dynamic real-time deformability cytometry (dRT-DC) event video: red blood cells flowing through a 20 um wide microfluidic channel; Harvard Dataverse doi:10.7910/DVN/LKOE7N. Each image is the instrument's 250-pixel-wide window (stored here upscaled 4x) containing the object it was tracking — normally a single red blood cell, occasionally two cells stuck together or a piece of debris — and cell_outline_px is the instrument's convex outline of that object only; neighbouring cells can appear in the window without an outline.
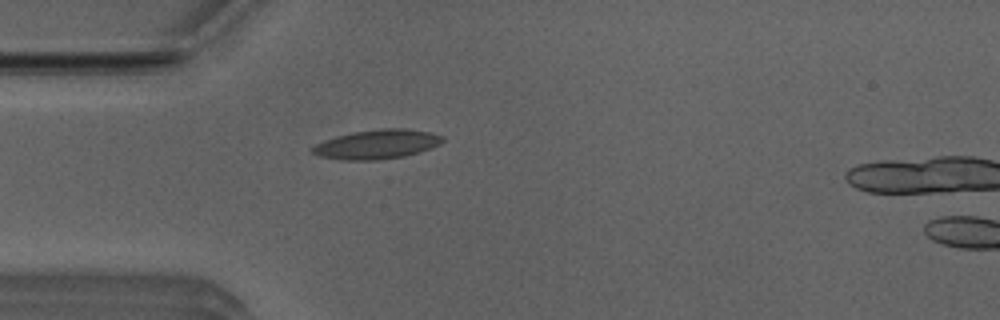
{"species": "Egyptian fruit bat (a non-hibernating species)", "species_latin": "Rousettus aegyptiacus", "temperature_condition": "room temperature", "stored_images_in_passage": 39, "camera_frame_rate_fps": 3000, "um_per_image_px": 0.085, "animal": {"sex": "male"}, "frame": {"image": 1, "passage_image": 2, "time_ms": 0.333, "image_size_px": [1000, 320], "cell_outline_px": [[444, 140], [440, 144], [404, 156], [380, 160], [340, 160], [320, 156], [312, 152], [312, 148], [316, 144], [324, 140], [336, 136], [352, 132], [380, 128], [404, 128], [428, 132], [444, 136]], "centroid_in_image_um": [32.02, 12.26], "position_along_channel_um": 53.0, "area_um2": 22.08}}
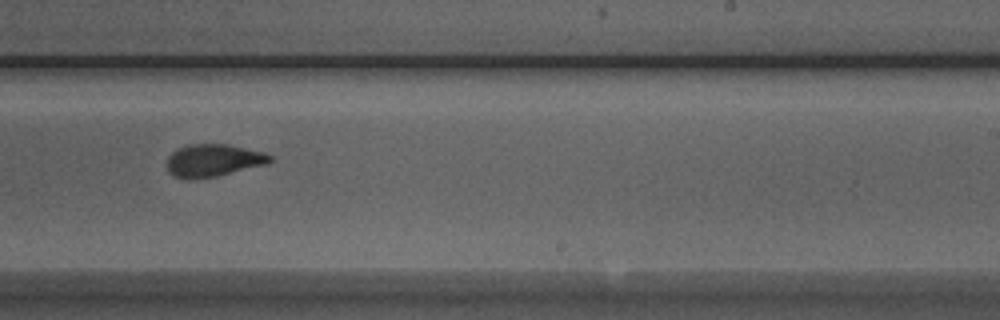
{"frame": {"image": 2, "passage_image": 19, "time_ms": 6.0, "image_size_px": [1000, 320], "cell_outline_px": [[272, 160], [268, 164], [216, 176], [188, 180], [180, 180], [172, 176], [168, 172], [168, 156], [176, 148], [188, 144], [228, 144], [264, 152], [272, 156]], "centroid_in_image_um": [18.1, 13.64], "position_along_channel_um": 270.9, "area_um2": 19.83}}
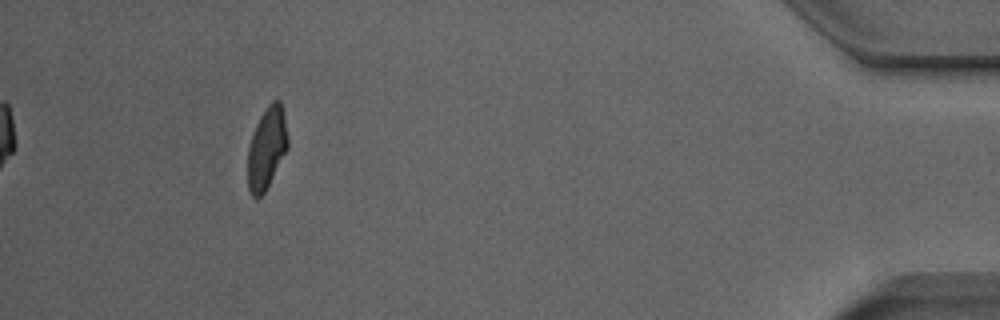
{"frame": {"image": 3, "passage_image": 35, "time_ms": 11.333, "image_size_px": [1000, 320], "cell_outline_px": [[288, 148], [264, 192], [256, 200], [252, 196], [248, 188], [248, 148], [256, 124], [260, 116], [268, 104], [272, 100], [280, 100], [284, 116], [288, 136]], "centroid_in_image_um": [22.67, 12.58], "position_along_channel_um": 412.5, "area_um2": 18.9}, "authors_computed_cell_mechanics": {"area_um2": 20.0566, "velocity_mm_per_s": 3.9536, "shape_relaxation_time_tau1_ms": 5.8063, "shape_relaxation_time_tau2_ms": 1.2572, "deformation_change_tau1": 0.1798, "deformation_change_tau2": 0.0614}}